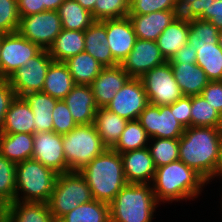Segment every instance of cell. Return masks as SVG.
Returning a JSON list of instances; mask_svg holds the SVG:
<instances>
[{
	"label": "cell",
	"instance_id": "6da1fadb",
	"mask_svg": "<svg viewBox=\"0 0 222 222\" xmlns=\"http://www.w3.org/2000/svg\"><path fill=\"white\" fill-rule=\"evenodd\" d=\"M151 185L160 205L200 200L208 186L200 174L181 160L156 168Z\"/></svg>",
	"mask_w": 222,
	"mask_h": 222
},
{
	"label": "cell",
	"instance_id": "7a4b0ae2",
	"mask_svg": "<svg viewBox=\"0 0 222 222\" xmlns=\"http://www.w3.org/2000/svg\"><path fill=\"white\" fill-rule=\"evenodd\" d=\"M222 145V128L187 127L179 138V160L206 181L217 166Z\"/></svg>",
	"mask_w": 222,
	"mask_h": 222
},
{
	"label": "cell",
	"instance_id": "3957f363",
	"mask_svg": "<svg viewBox=\"0 0 222 222\" xmlns=\"http://www.w3.org/2000/svg\"><path fill=\"white\" fill-rule=\"evenodd\" d=\"M79 173L85 178L94 200L110 204L127 184L120 153L106 148Z\"/></svg>",
	"mask_w": 222,
	"mask_h": 222
},
{
	"label": "cell",
	"instance_id": "277c9868",
	"mask_svg": "<svg viewBox=\"0 0 222 222\" xmlns=\"http://www.w3.org/2000/svg\"><path fill=\"white\" fill-rule=\"evenodd\" d=\"M109 206L110 222H153L161 205L151 184L127 183Z\"/></svg>",
	"mask_w": 222,
	"mask_h": 222
},
{
	"label": "cell",
	"instance_id": "5b68a950",
	"mask_svg": "<svg viewBox=\"0 0 222 222\" xmlns=\"http://www.w3.org/2000/svg\"><path fill=\"white\" fill-rule=\"evenodd\" d=\"M15 201L47 203L58 174L35 159L16 165Z\"/></svg>",
	"mask_w": 222,
	"mask_h": 222
},
{
	"label": "cell",
	"instance_id": "8992f818",
	"mask_svg": "<svg viewBox=\"0 0 222 222\" xmlns=\"http://www.w3.org/2000/svg\"><path fill=\"white\" fill-rule=\"evenodd\" d=\"M91 189L79 171L58 174L52 194L47 202L57 222L79 205L92 201Z\"/></svg>",
	"mask_w": 222,
	"mask_h": 222
},
{
	"label": "cell",
	"instance_id": "52a82bcc",
	"mask_svg": "<svg viewBox=\"0 0 222 222\" xmlns=\"http://www.w3.org/2000/svg\"><path fill=\"white\" fill-rule=\"evenodd\" d=\"M62 145L69 172L80 171L106 149L94 123L77 125L63 135Z\"/></svg>",
	"mask_w": 222,
	"mask_h": 222
},
{
	"label": "cell",
	"instance_id": "ba28073f",
	"mask_svg": "<svg viewBox=\"0 0 222 222\" xmlns=\"http://www.w3.org/2000/svg\"><path fill=\"white\" fill-rule=\"evenodd\" d=\"M140 79L152 105H171L183 96L169 61L147 71Z\"/></svg>",
	"mask_w": 222,
	"mask_h": 222
},
{
	"label": "cell",
	"instance_id": "9c48e42d",
	"mask_svg": "<svg viewBox=\"0 0 222 222\" xmlns=\"http://www.w3.org/2000/svg\"><path fill=\"white\" fill-rule=\"evenodd\" d=\"M62 29L58 12L46 10L41 13L20 17L17 32L41 49L48 50Z\"/></svg>",
	"mask_w": 222,
	"mask_h": 222
},
{
	"label": "cell",
	"instance_id": "30bf717a",
	"mask_svg": "<svg viewBox=\"0 0 222 222\" xmlns=\"http://www.w3.org/2000/svg\"><path fill=\"white\" fill-rule=\"evenodd\" d=\"M42 49L18 32L1 34L0 79H8Z\"/></svg>",
	"mask_w": 222,
	"mask_h": 222
},
{
	"label": "cell",
	"instance_id": "8fae6325",
	"mask_svg": "<svg viewBox=\"0 0 222 222\" xmlns=\"http://www.w3.org/2000/svg\"><path fill=\"white\" fill-rule=\"evenodd\" d=\"M175 117L174 103L162 106L149 103L140 113L138 121L150 138L179 139L185 128Z\"/></svg>",
	"mask_w": 222,
	"mask_h": 222
},
{
	"label": "cell",
	"instance_id": "7c38bea8",
	"mask_svg": "<svg viewBox=\"0 0 222 222\" xmlns=\"http://www.w3.org/2000/svg\"><path fill=\"white\" fill-rule=\"evenodd\" d=\"M53 62L49 51L42 49L35 57L27 60L7 80L15 91L16 97L26 93L42 92L47 70Z\"/></svg>",
	"mask_w": 222,
	"mask_h": 222
},
{
	"label": "cell",
	"instance_id": "4fadbf2b",
	"mask_svg": "<svg viewBox=\"0 0 222 222\" xmlns=\"http://www.w3.org/2000/svg\"><path fill=\"white\" fill-rule=\"evenodd\" d=\"M149 104L140 78H130L105 107L127 121L138 120L140 113Z\"/></svg>",
	"mask_w": 222,
	"mask_h": 222
},
{
	"label": "cell",
	"instance_id": "5bb4252c",
	"mask_svg": "<svg viewBox=\"0 0 222 222\" xmlns=\"http://www.w3.org/2000/svg\"><path fill=\"white\" fill-rule=\"evenodd\" d=\"M63 135L51 132L34 133L32 159L52 169L57 174L68 173L63 150Z\"/></svg>",
	"mask_w": 222,
	"mask_h": 222
},
{
	"label": "cell",
	"instance_id": "9a60e30c",
	"mask_svg": "<svg viewBox=\"0 0 222 222\" xmlns=\"http://www.w3.org/2000/svg\"><path fill=\"white\" fill-rule=\"evenodd\" d=\"M166 61L156 41L136 39L121 66L131 78H141L147 71Z\"/></svg>",
	"mask_w": 222,
	"mask_h": 222
},
{
	"label": "cell",
	"instance_id": "2e32d148",
	"mask_svg": "<svg viewBox=\"0 0 222 222\" xmlns=\"http://www.w3.org/2000/svg\"><path fill=\"white\" fill-rule=\"evenodd\" d=\"M106 26L108 47L114 60L121 65L133 49L136 34L129 17L106 19L101 21Z\"/></svg>",
	"mask_w": 222,
	"mask_h": 222
},
{
	"label": "cell",
	"instance_id": "e0dca14e",
	"mask_svg": "<svg viewBox=\"0 0 222 222\" xmlns=\"http://www.w3.org/2000/svg\"><path fill=\"white\" fill-rule=\"evenodd\" d=\"M130 78L121 65L104 67L90 84L98 108H105Z\"/></svg>",
	"mask_w": 222,
	"mask_h": 222
},
{
	"label": "cell",
	"instance_id": "ac0fdd59",
	"mask_svg": "<svg viewBox=\"0 0 222 222\" xmlns=\"http://www.w3.org/2000/svg\"><path fill=\"white\" fill-rule=\"evenodd\" d=\"M120 155L127 183L152 184L156 167L148 147Z\"/></svg>",
	"mask_w": 222,
	"mask_h": 222
},
{
	"label": "cell",
	"instance_id": "d6986e66",
	"mask_svg": "<svg viewBox=\"0 0 222 222\" xmlns=\"http://www.w3.org/2000/svg\"><path fill=\"white\" fill-rule=\"evenodd\" d=\"M63 101L77 125L94 123L98 106L90 85H75Z\"/></svg>",
	"mask_w": 222,
	"mask_h": 222
},
{
	"label": "cell",
	"instance_id": "ffe728a7",
	"mask_svg": "<svg viewBox=\"0 0 222 222\" xmlns=\"http://www.w3.org/2000/svg\"><path fill=\"white\" fill-rule=\"evenodd\" d=\"M137 39L156 41L173 21L171 11H157L145 15L128 14Z\"/></svg>",
	"mask_w": 222,
	"mask_h": 222
},
{
	"label": "cell",
	"instance_id": "44dd1931",
	"mask_svg": "<svg viewBox=\"0 0 222 222\" xmlns=\"http://www.w3.org/2000/svg\"><path fill=\"white\" fill-rule=\"evenodd\" d=\"M4 222H56L44 202L13 201L4 207Z\"/></svg>",
	"mask_w": 222,
	"mask_h": 222
},
{
	"label": "cell",
	"instance_id": "7402d4cb",
	"mask_svg": "<svg viewBox=\"0 0 222 222\" xmlns=\"http://www.w3.org/2000/svg\"><path fill=\"white\" fill-rule=\"evenodd\" d=\"M84 51L93 56L104 67L119 65L108 47L106 26L101 21H94L85 31Z\"/></svg>",
	"mask_w": 222,
	"mask_h": 222
},
{
	"label": "cell",
	"instance_id": "603a6c76",
	"mask_svg": "<svg viewBox=\"0 0 222 222\" xmlns=\"http://www.w3.org/2000/svg\"><path fill=\"white\" fill-rule=\"evenodd\" d=\"M170 65L183 96L200 95L210 82L205 72L197 64L170 63Z\"/></svg>",
	"mask_w": 222,
	"mask_h": 222
},
{
	"label": "cell",
	"instance_id": "cb8c5ba5",
	"mask_svg": "<svg viewBox=\"0 0 222 222\" xmlns=\"http://www.w3.org/2000/svg\"><path fill=\"white\" fill-rule=\"evenodd\" d=\"M34 115L22 97H16L10 104L1 129L2 133H35Z\"/></svg>",
	"mask_w": 222,
	"mask_h": 222
},
{
	"label": "cell",
	"instance_id": "d4e9b609",
	"mask_svg": "<svg viewBox=\"0 0 222 222\" xmlns=\"http://www.w3.org/2000/svg\"><path fill=\"white\" fill-rule=\"evenodd\" d=\"M22 98L33 112L35 133L53 131L52 111L58 99L43 92L26 93Z\"/></svg>",
	"mask_w": 222,
	"mask_h": 222
},
{
	"label": "cell",
	"instance_id": "484cf974",
	"mask_svg": "<svg viewBox=\"0 0 222 222\" xmlns=\"http://www.w3.org/2000/svg\"><path fill=\"white\" fill-rule=\"evenodd\" d=\"M75 86L68 66L64 62H52L47 70L42 92L63 100Z\"/></svg>",
	"mask_w": 222,
	"mask_h": 222
},
{
	"label": "cell",
	"instance_id": "4316f807",
	"mask_svg": "<svg viewBox=\"0 0 222 222\" xmlns=\"http://www.w3.org/2000/svg\"><path fill=\"white\" fill-rule=\"evenodd\" d=\"M34 134L2 133L0 137V154L11 162L20 163L32 158Z\"/></svg>",
	"mask_w": 222,
	"mask_h": 222
},
{
	"label": "cell",
	"instance_id": "83f0119b",
	"mask_svg": "<svg viewBox=\"0 0 222 222\" xmlns=\"http://www.w3.org/2000/svg\"><path fill=\"white\" fill-rule=\"evenodd\" d=\"M84 31L62 29L48 49L54 62H65L85 49Z\"/></svg>",
	"mask_w": 222,
	"mask_h": 222
},
{
	"label": "cell",
	"instance_id": "f1b7e54d",
	"mask_svg": "<svg viewBox=\"0 0 222 222\" xmlns=\"http://www.w3.org/2000/svg\"><path fill=\"white\" fill-rule=\"evenodd\" d=\"M128 121L121 116L110 112L107 108H98L94 125L103 145L112 149L119 140Z\"/></svg>",
	"mask_w": 222,
	"mask_h": 222
},
{
	"label": "cell",
	"instance_id": "f546056e",
	"mask_svg": "<svg viewBox=\"0 0 222 222\" xmlns=\"http://www.w3.org/2000/svg\"><path fill=\"white\" fill-rule=\"evenodd\" d=\"M64 63L68 66L75 85H90L104 68L85 51L69 58Z\"/></svg>",
	"mask_w": 222,
	"mask_h": 222
},
{
	"label": "cell",
	"instance_id": "4dcf8cb0",
	"mask_svg": "<svg viewBox=\"0 0 222 222\" xmlns=\"http://www.w3.org/2000/svg\"><path fill=\"white\" fill-rule=\"evenodd\" d=\"M189 25L172 21L156 40L161 54L168 61L188 42Z\"/></svg>",
	"mask_w": 222,
	"mask_h": 222
},
{
	"label": "cell",
	"instance_id": "1f68e13d",
	"mask_svg": "<svg viewBox=\"0 0 222 222\" xmlns=\"http://www.w3.org/2000/svg\"><path fill=\"white\" fill-rule=\"evenodd\" d=\"M63 29L85 31L95 20L76 0H65L57 10Z\"/></svg>",
	"mask_w": 222,
	"mask_h": 222
},
{
	"label": "cell",
	"instance_id": "d6a6232c",
	"mask_svg": "<svg viewBox=\"0 0 222 222\" xmlns=\"http://www.w3.org/2000/svg\"><path fill=\"white\" fill-rule=\"evenodd\" d=\"M57 222H110V206L93 199L68 212Z\"/></svg>",
	"mask_w": 222,
	"mask_h": 222
},
{
	"label": "cell",
	"instance_id": "836d02e7",
	"mask_svg": "<svg viewBox=\"0 0 222 222\" xmlns=\"http://www.w3.org/2000/svg\"><path fill=\"white\" fill-rule=\"evenodd\" d=\"M197 49L196 64L210 81H222V49L218 44L205 43L194 46Z\"/></svg>",
	"mask_w": 222,
	"mask_h": 222
},
{
	"label": "cell",
	"instance_id": "e575fe53",
	"mask_svg": "<svg viewBox=\"0 0 222 222\" xmlns=\"http://www.w3.org/2000/svg\"><path fill=\"white\" fill-rule=\"evenodd\" d=\"M191 127L222 128V115L202 95L191 96Z\"/></svg>",
	"mask_w": 222,
	"mask_h": 222
},
{
	"label": "cell",
	"instance_id": "d590c367",
	"mask_svg": "<svg viewBox=\"0 0 222 222\" xmlns=\"http://www.w3.org/2000/svg\"><path fill=\"white\" fill-rule=\"evenodd\" d=\"M150 137L138 120L128 121L119 140L112 148L118 153L148 147Z\"/></svg>",
	"mask_w": 222,
	"mask_h": 222
},
{
	"label": "cell",
	"instance_id": "8d00e7d4",
	"mask_svg": "<svg viewBox=\"0 0 222 222\" xmlns=\"http://www.w3.org/2000/svg\"><path fill=\"white\" fill-rule=\"evenodd\" d=\"M213 2L214 0H175L171 9L173 21L190 25L203 12H209Z\"/></svg>",
	"mask_w": 222,
	"mask_h": 222
},
{
	"label": "cell",
	"instance_id": "74e56055",
	"mask_svg": "<svg viewBox=\"0 0 222 222\" xmlns=\"http://www.w3.org/2000/svg\"><path fill=\"white\" fill-rule=\"evenodd\" d=\"M148 148L156 168L179 160V139L150 138Z\"/></svg>",
	"mask_w": 222,
	"mask_h": 222
},
{
	"label": "cell",
	"instance_id": "f35d334b",
	"mask_svg": "<svg viewBox=\"0 0 222 222\" xmlns=\"http://www.w3.org/2000/svg\"><path fill=\"white\" fill-rule=\"evenodd\" d=\"M16 165L0 154V204L3 207L15 201Z\"/></svg>",
	"mask_w": 222,
	"mask_h": 222
},
{
	"label": "cell",
	"instance_id": "ab89813d",
	"mask_svg": "<svg viewBox=\"0 0 222 222\" xmlns=\"http://www.w3.org/2000/svg\"><path fill=\"white\" fill-rule=\"evenodd\" d=\"M130 9V0H96L91 12L95 21L119 19L127 17Z\"/></svg>",
	"mask_w": 222,
	"mask_h": 222
},
{
	"label": "cell",
	"instance_id": "60d3db41",
	"mask_svg": "<svg viewBox=\"0 0 222 222\" xmlns=\"http://www.w3.org/2000/svg\"><path fill=\"white\" fill-rule=\"evenodd\" d=\"M220 30L210 21L197 19L189 25L188 44L202 46L205 43L218 44Z\"/></svg>",
	"mask_w": 222,
	"mask_h": 222
},
{
	"label": "cell",
	"instance_id": "b9f144b4",
	"mask_svg": "<svg viewBox=\"0 0 222 222\" xmlns=\"http://www.w3.org/2000/svg\"><path fill=\"white\" fill-rule=\"evenodd\" d=\"M19 24L17 0H0V34L17 32Z\"/></svg>",
	"mask_w": 222,
	"mask_h": 222
},
{
	"label": "cell",
	"instance_id": "7bdbcfd3",
	"mask_svg": "<svg viewBox=\"0 0 222 222\" xmlns=\"http://www.w3.org/2000/svg\"><path fill=\"white\" fill-rule=\"evenodd\" d=\"M53 131L65 135L73 130L77 124L74 121L69 108L63 100H58L52 111Z\"/></svg>",
	"mask_w": 222,
	"mask_h": 222
},
{
	"label": "cell",
	"instance_id": "ee69618b",
	"mask_svg": "<svg viewBox=\"0 0 222 222\" xmlns=\"http://www.w3.org/2000/svg\"><path fill=\"white\" fill-rule=\"evenodd\" d=\"M175 0H130L129 14L145 15L157 11H171Z\"/></svg>",
	"mask_w": 222,
	"mask_h": 222
},
{
	"label": "cell",
	"instance_id": "f6af8a7d",
	"mask_svg": "<svg viewBox=\"0 0 222 222\" xmlns=\"http://www.w3.org/2000/svg\"><path fill=\"white\" fill-rule=\"evenodd\" d=\"M200 95L222 115V81H210Z\"/></svg>",
	"mask_w": 222,
	"mask_h": 222
},
{
	"label": "cell",
	"instance_id": "bcb514c9",
	"mask_svg": "<svg viewBox=\"0 0 222 222\" xmlns=\"http://www.w3.org/2000/svg\"><path fill=\"white\" fill-rule=\"evenodd\" d=\"M15 98V91L9 81L6 79H0V131L4 123L5 115L9 110V106Z\"/></svg>",
	"mask_w": 222,
	"mask_h": 222
},
{
	"label": "cell",
	"instance_id": "7dc6e473",
	"mask_svg": "<svg viewBox=\"0 0 222 222\" xmlns=\"http://www.w3.org/2000/svg\"><path fill=\"white\" fill-rule=\"evenodd\" d=\"M174 115L184 128L191 127V96H182L174 103Z\"/></svg>",
	"mask_w": 222,
	"mask_h": 222
},
{
	"label": "cell",
	"instance_id": "c3c4849f",
	"mask_svg": "<svg viewBox=\"0 0 222 222\" xmlns=\"http://www.w3.org/2000/svg\"><path fill=\"white\" fill-rule=\"evenodd\" d=\"M205 21H210L220 31L222 30V0H214L211 3L209 12H203L198 18Z\"/></svg>",
	"mask_w": 222,
	"mask_h": 222
},
{
	"label": "cell",
	"instance_id": "681fc988",
	"mask_svg": "<svg viewBox=\"0 0 222 222\" xmlns=\"http://www.w3.org/2000/svg\"><path fill=\"white\" fill-rule=\"evenodd\" d=\"M20 17L33 15L46 11L43 0H17Z\"/></svg>",
	"mask_w": 222,
	"mask_h": 222
},
{
	"label": "cell",
	"instance_id": "f907efd6",
	"mask_svg": "<svg viewBox=\"0 0 222 222\" xmlns=\"http://www.w3.org/2000/svg\"><path fill=\"white\" fill-rule=\"evenodd\" d=\"M197 49L191 44H185L173 57L169 63H190L196 64Z\"/></svg>",
	"mask_w": 222,
	"mask_h": 222
},
{
	"label": "cell",
	"instance_id": "816d5d0a",
	"mask_svg": "<svg viewBox=\"0 0 222 222\" xmlns=\"http://www.w3.org/2000/svg\"><path fill=\"white\" fill-rule=\"evenodd\" d=\"M216 180H219V181L222 182V145H221V148H220L219 160H218L217 166L215 168V171H214L213 175L211 176V178L207 181L208 187H209V185L212 184L211 183L212 181L216 182Z\"/></svg>",
	"mask_w": 222,
	"mask_h": 222
},
{
	"label": "cell",
	"instance_id": "f5cc1de1",
	"mask_svg": "<svg viewBox=\"0 0 222 222\" xmlns=\"http://www.w3.org/2000/svg\"><path fill=\"white\" fill-rule=\"evenodd\" d=\"M64 1L65 0H43V6L45 10L57 11Z\"/></svg>",
	"mask_w": 222,
	"mask_h": 222
},
{
	"label": "cell",
	"instance_id": "db71d44e",
	"mask_svg": "<svg viewBox=\"0 0 222 222\" xmlns=\"http://www.w3.org/2000/svg\"><path fill=\"white\" fill-rule=\"evenodd\" d=\"M83 8L92 12L94 10L96 0H76Z\"/></svg>",
	"mask_w": 222,
	"mask_h": 222
},
{
	"label": "cell",
	"instance_id": "11a10c76",
	"mask_svg": "<svg viewBox=\"0 0 222 222\" xmlns=\"http://www.w3.org/2000/svg\"><path fill=\"white\" fill-rule=\"evenodd\" d=\"M4 221V207L0 204V222Z\"/></svg>",
	"mask_w": 222,
	"mask_h": 222
},
{
	"label": "cell",
	"instance_id": "9f6ffc18",
	"mask_svg": "<svg viewBox=\"0 0 222 222\" xmlns=\"http://www.w3.org/2000/svg\"><path fill=\"white\" fill-rule=\"evenodd\" d=\"M218 43L220 45V48L222 49V30L219 32V40Z\"/></svg>",
	"mask_w": 222,
	"mask_h": 222
},
{
	"label": "cell",
	"instance_id": "6f0895ef",
	"mask_svg": "<svg viewBox=\"0 0 222 222\" xmlns=\"http://www.w3.org/2000/svg\"><path fill=\"white\" fill-rule=\"evenodd\" d=\"M221 194H222V192H221ZM222 200V195H221V199H220V201ZM219 204H220V207H221V209H222V201L221 202H219ZM222 211V210H221ZM222 214V213H221Z\"/></svg>",
	"mask_w": 222,
	"mask_h": 222
},
{
	"label": "cell",
	"instance_id": "680465c9",
	"mask_svg": "<svg viewBox=\"0 0 222 222\" xmlns=\"http://www.w3.org/2000/svg\"><path fill=\"white\" fill-rule=\"evenodd\" d=\"M0 51H1V34H0Z\"/></svg>",
	"mask_w": 222,
	"mask_h": 222
}]
</instances>
